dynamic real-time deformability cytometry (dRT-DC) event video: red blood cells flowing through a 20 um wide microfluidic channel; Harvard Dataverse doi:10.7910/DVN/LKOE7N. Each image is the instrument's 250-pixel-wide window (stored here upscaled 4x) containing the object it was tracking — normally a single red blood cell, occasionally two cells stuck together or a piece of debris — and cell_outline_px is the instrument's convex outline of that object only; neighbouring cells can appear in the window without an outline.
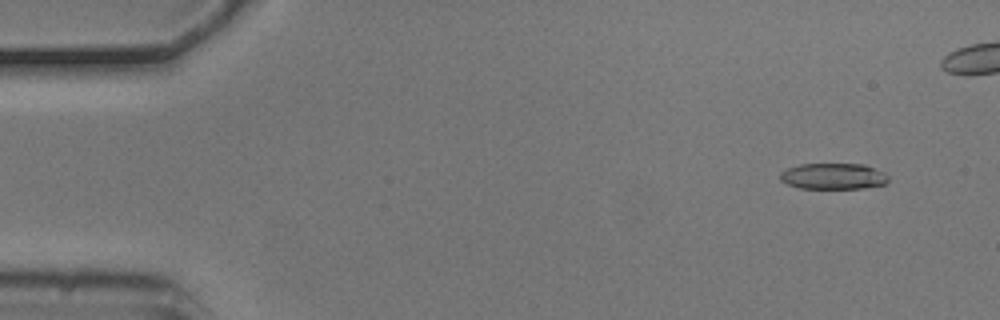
{"species": "common noctule bat (a hibernating species)", "species_latin": "Nyctalus noctula", "temperature_condition": "cold", "stored_images_in_passage": 9, "camera_frame_rate_fps": 3000, "um_per_image_px": 0.085, "animal": {"sex": "male", "body_mass_g": 20.5, "forearm_length_mm": 52.5}, "frame": {"image": 1, "passage_image": 1, "time_ms": 0.0, "image_size_px": [1000, 320], "cell_outline_px": [[888, 180], [884, 184], [864, 188], [800, 188], [788, 184], [780, 180], [780, 172], [788, 168], [800, 164], [864, 164], [884, 172], [888, 176]], "centroid_in_image_um": [70.83, 14.97], "position_along_channel_um": 14.2, "area_um2": 16.36}}